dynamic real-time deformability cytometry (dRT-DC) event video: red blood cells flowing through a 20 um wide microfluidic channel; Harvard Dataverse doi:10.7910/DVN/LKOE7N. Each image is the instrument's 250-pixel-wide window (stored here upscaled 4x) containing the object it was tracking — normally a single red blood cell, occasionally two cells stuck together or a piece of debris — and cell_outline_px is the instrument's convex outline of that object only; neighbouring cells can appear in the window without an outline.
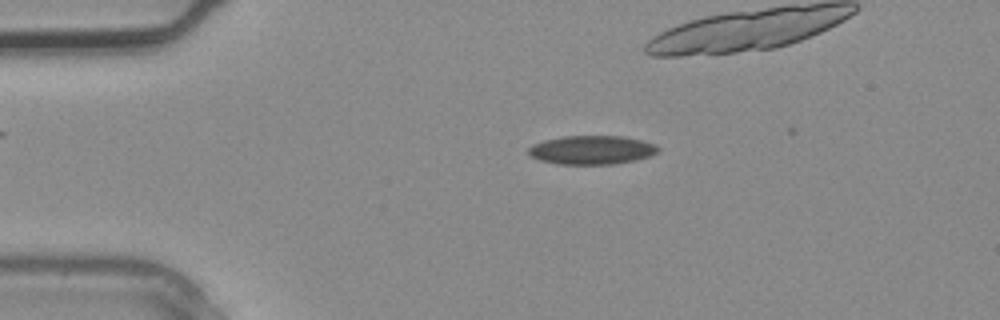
{"species": "common noctule bat (a hibernating species)", "species_latin": "Nyctalus noctula", "temperature_condition": "warm", "stored_images_in_passage": 4, "camera_frame_rate_fps": 3000, "um_per_image_px": 0.085, "animal": {"sex": "male", "body_mass_g": 20.4}, "frame": {"image": 1, "passage_image": 1, "time_ms": 0.0, "image_size_px": [1000, 320], "cell_outline_px": [[660, 148], [656, 152], [648, 156], [636, 160], [612, 164], [556, 164], [540, 160], [532, 156], [528, 152], [528, 148], [532, 144], [544, 140], [564, 136], [624, 136], [656, 144]], "centroid_in_image_um": [50.29, 12.74], "position_along_channel_um": 34.7, "area_um2": 21.68}}